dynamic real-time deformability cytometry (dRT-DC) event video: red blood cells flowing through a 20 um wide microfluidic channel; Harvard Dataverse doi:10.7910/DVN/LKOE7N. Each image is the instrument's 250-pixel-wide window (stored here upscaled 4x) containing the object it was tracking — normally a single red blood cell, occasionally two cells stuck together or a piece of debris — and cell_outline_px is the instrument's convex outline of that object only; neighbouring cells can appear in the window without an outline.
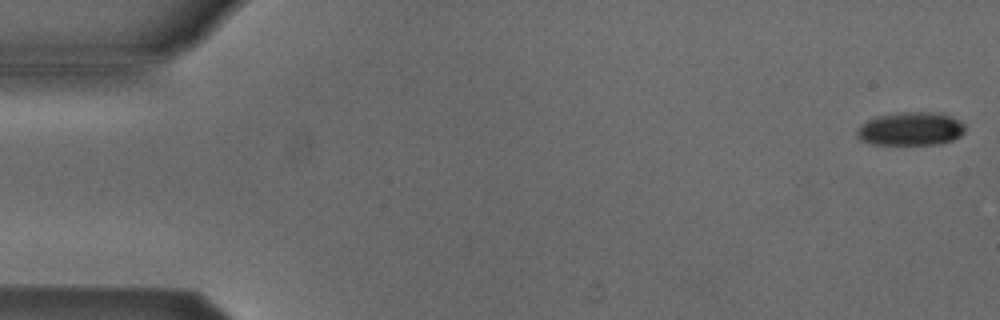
{"species": "Egyptian fruit bat (a non-hibernating species)", "species_latin": "Rousettus aegyptiacus", "temperature_condition": "cold", "stored_images_in_passage": 5, "camera_frame_rate_fps": 3000, "um_per_image_px": 0.085, "animal": {"sex": "male"}, "frame": {"image": 1, "passage_image": 1, "time_ms": 0.0, "image_size_px": [1000, 320], "cell_outline_px": [[964, 132], [960, 136], [952, 140], [940, 144], [872, 144], [860, 140], [856, 136], [856, 128], [860, 124], [868, 120], [880, 116], [904, 112], [940, 112], [960, 120], [964, 124]], "centroid_in_image_um": [77.41, 10.95], "position_along_channel_um": 7.6, "area_um2": 21.1}}
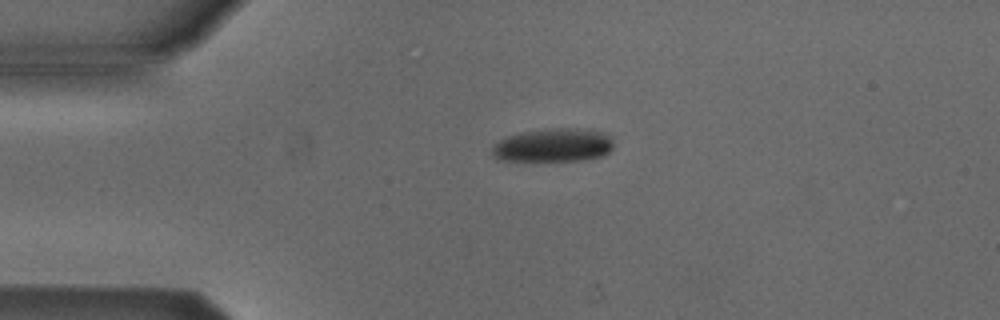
{"frame": {"image": 2, "passage_image": 4, "time_ms": 3.667, "image_size_px": [1000, 320], "cell_outline_px": [[612, 148], [604, 156], [584, 160], [496, 160], [492, 156], [492, 148], [500, 140], [508, 136], [520, 132], [556, 128], [568, 128], [600, 132], [608, 136], [612, 140]], "centroid_in_image_um": [47.0, 12.36], "position_along_channel_um": 38.0, "area_um2": 23.29}}